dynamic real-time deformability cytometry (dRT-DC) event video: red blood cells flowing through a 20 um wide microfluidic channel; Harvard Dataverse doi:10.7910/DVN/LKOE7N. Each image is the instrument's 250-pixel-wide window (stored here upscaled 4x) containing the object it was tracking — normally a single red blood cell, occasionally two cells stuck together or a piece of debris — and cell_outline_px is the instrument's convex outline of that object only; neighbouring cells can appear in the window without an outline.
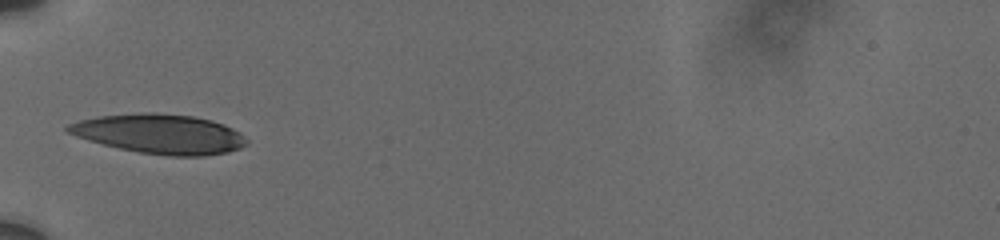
{"species": "human", "species_latin": "Homo sapiens", "temperature_condition": "cold", "stored_images_in_passage": 25, "camera_frame_rate_fps": 3000, "um_per_image_px": 0.085, "donor": {"sex": "male"}, "frame": {"image": 1, "passage_image": 1, "time_ms": 0.0, "image_size_px": [1000, 240], "cell_outline_px": [[248, 144], [240, 148], [228, 152], [204, 156], [168, 156], [140, 152], [120, 148], [88, 140], [76, 136], [68, 132], [64, 128], [68, 124], [80, 120], [96, 116], [144, 112], [156, 112], [196, 116], [212, 120], [224, 124], [240, 132], [248, 140]], "centroid_in_image_um": [13.61, 11.37], "position_along_channel_um": 71.4, "area_um2": 41.38}}
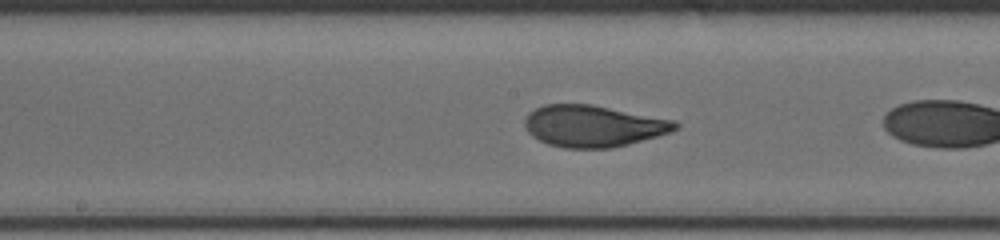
{"frame": {"image": 2, "passage_image": 10, "time_ms": 2.667, "image_size_px": [1000, 240], "cell_outline_px": [[680, 128], [672, 132], [628, 144], [612, 148], [564, 148], [548, 144], [532, 136], [528, 132], [524, 124], [524, 120], [528, 112], [544, 104], [592, 104], [676, 120], [680, 124]], "centroid_in_image_um": [50.45, 10.7], "position_along_channel_um": 197.7, "area_um2": 36.82}}
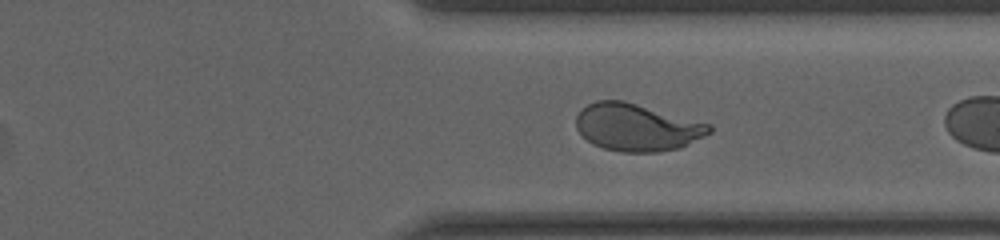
{"frame": {"image": 3, "passage_image": 23, "time_ms": 7.0, "image_size_px": [1000, 240], "cell_outline_px": [[712, 132], [680, 148], [660, 152], [620, 152], [604, 148], [592, 144], [576, 128], [576, 116], [588, 104], [596, 100], [624, 100], [712, 124]], "centroid_in_image_um": [54.16, 10.82], "position_along_channel_um": 357.2, "area_um2": 36.82}}